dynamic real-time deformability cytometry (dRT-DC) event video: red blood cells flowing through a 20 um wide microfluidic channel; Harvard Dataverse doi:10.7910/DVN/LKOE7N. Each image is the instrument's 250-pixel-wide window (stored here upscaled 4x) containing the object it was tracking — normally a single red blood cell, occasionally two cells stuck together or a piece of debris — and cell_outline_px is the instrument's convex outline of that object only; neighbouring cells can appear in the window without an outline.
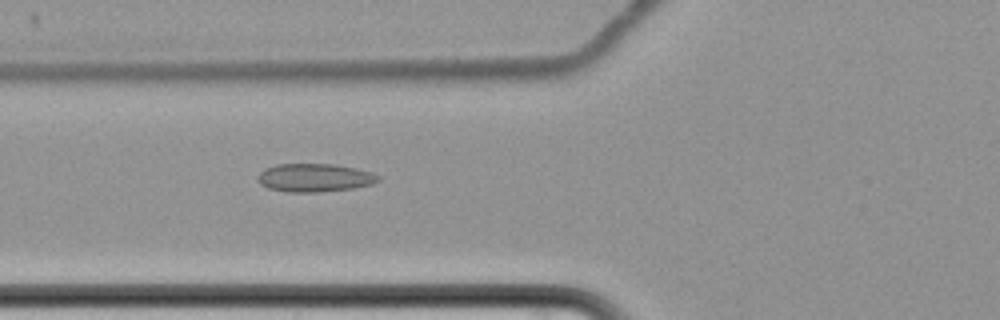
{"species": "common noctule bat (a hibernating species)", "species_latin": "Nyctalus noctula", "temperature_condition": "cold", "stored_images_in_passage": 3, "camera_frame_rate_fps": 3000, "um_per_image_px": 0.085, "animal": {"sex": "female", "body_mass_g": 22.7, "forearm_length_mm": 54.2}, "frame": {"image": 1, "passage_image": 3, "time_ms": 2.333, "image_size_px": [1000, 320], "cell_outline_px": [[380, 180], [372, 184], [352, 188], [316, 192], [288, 192], [268, 188], [260, 184], [260, 172], [264, 168], [276, 164], [336, 164], [356, 168], [372, 172], [380, 176]], "centroid_in_image_um": [26.77, 15.09], "position_along_channel_um": 99.0, "area_um2": 19.77}}